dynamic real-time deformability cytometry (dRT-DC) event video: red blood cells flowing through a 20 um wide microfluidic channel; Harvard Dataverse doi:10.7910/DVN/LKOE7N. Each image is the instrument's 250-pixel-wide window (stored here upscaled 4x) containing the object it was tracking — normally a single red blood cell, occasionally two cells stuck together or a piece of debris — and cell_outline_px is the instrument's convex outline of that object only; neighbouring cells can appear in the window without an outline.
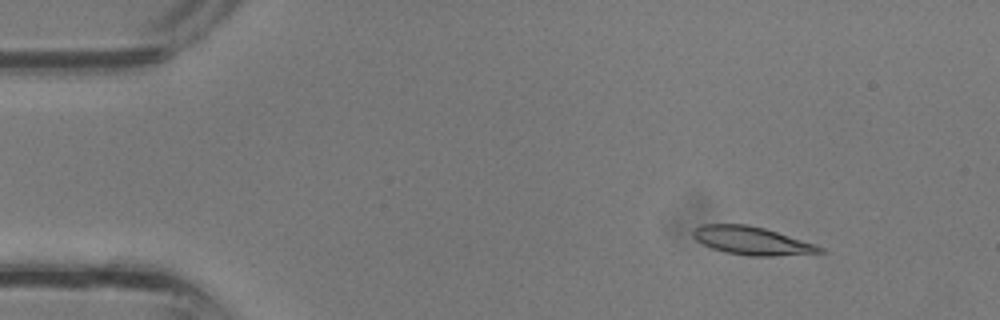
{"species": "common noctule bat (a hibernating species)", "species_latin": "Nyctalus noctula", "temperature_condition": "room temperature", "stored_images_in_passage": 17, "camera_frame_rate_fps": 3000, "um_per_image_px": 0.085, "animal": {"sex": "male", "body_mass_g": 13.3}, "frame": {"image": 1, "passage_image": 2, "time_ms": 0.333, "image_size_px": [1000, 320], "cell_outline_px": [[828, 252], [772, 256], [748, 256], [724, 252], [712, 248], [696, 240], [692, 236], [692, 232], [700, 224], [748, 224], [764, 228], [816, 244], [824, 248]], "centroid_in_image_um": [63.92, 20.46], "position_along_channel_um": 21.1, "area_um2": 20.87}}
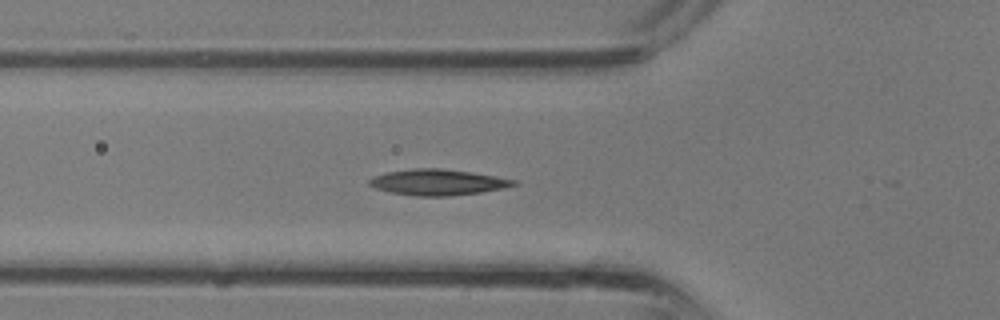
{"frame": {"image": 2, "passage_image": 10, "time_ms": 3.0, "image_size_px": [1000, 320], "cell_outline_px": [[516, 184], [504, 188], [480, 192], [448, 196], [416, 196], [392, 192], [376, 188], [368, 184], [368, 180], [376, 176], [388, 172], [416, 168], [440, 168], [472, 172], [496, 176], [516, 180]], "centroid_in_image_um": [37.23, 15.49], "position_along_channel_um": 88.6, "area_um2": 21.5}}
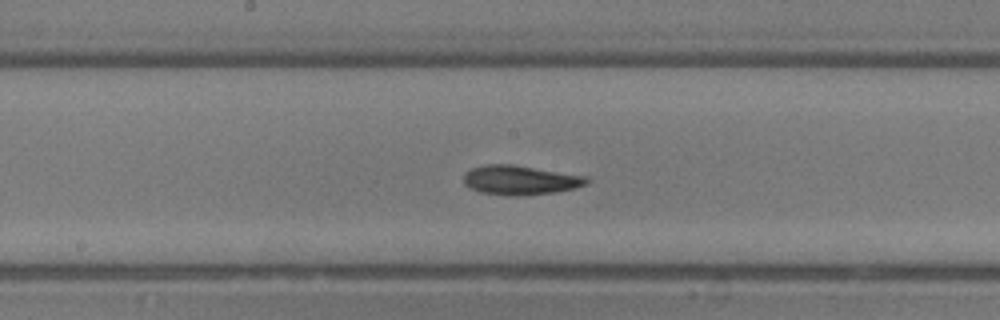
{"frame": {"image": 3, "passage_image": 16, "time_ms": 5.0, "image_size_px": [1000, 320], "cell_outline_px": [[592, 180], [588, 184], [556, 192], [524, 196], [504, 196], [480, 192], [464, 184], [464, 176], [472, 168], [484, 164], [512, 164], [588, 176]], "centroid_in_image_um": [44.26, 15.31], "position_along_channel_um": 203.9, "area_um2": 21.27}}